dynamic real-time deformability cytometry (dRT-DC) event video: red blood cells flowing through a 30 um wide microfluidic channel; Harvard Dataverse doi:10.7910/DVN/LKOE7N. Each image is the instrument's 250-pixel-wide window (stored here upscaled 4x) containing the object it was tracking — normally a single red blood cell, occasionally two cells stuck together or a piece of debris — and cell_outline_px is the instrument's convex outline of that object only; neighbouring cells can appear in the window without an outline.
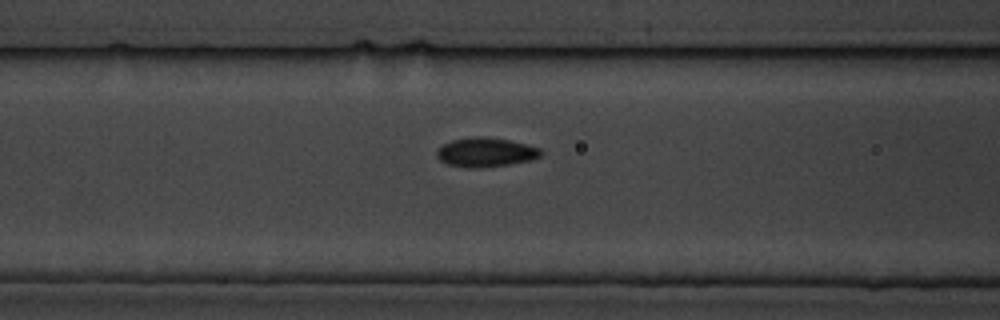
{"species": "common noctule bat (a hibernating species)", "species_latin": "Nyctalus noctula", "temperature_condition": "cold", "stored_images_in_passage": 18, "camera_frame_rate_fps": 3000, "um_per_image_px": 0.085, "animal": {"sex": "male", "body_mass_g": 19.5, "forearm_length_mm": 54.6}, "frame": {"image": 1, "passage_image": 16, "time_ms": 5.0, "image_size_px": [1000, 320], "cell_outline_px": [[544, 152], [540, 156], [532, 160], [508, 164], [476, 168], [468, 168], [448, 164], [440, 160], [436, 156], [436, 152], [444, 144], [452, 140], [472, 136], [484, 136], [508, 140], [528, 144], [540, 148]], "centroid_in_image_um": [41.31, 12.93], "position_along_channel_um": 125.3, "area_um2": 17.74}}